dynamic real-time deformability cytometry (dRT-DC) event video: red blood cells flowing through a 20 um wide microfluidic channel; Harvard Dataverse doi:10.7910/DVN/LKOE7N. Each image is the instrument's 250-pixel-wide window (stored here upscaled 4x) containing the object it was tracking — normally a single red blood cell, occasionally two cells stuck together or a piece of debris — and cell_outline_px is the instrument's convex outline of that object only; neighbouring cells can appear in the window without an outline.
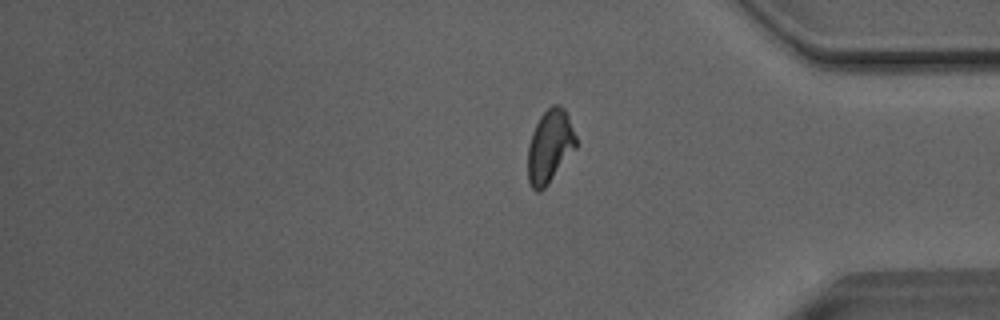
{"species": "Egyptian fruit bat (a non-hibernating species)", "species_latin": "Rousettus aegyptiacus", "temperature_condition": "room temperature", "stored_images_in_passage": 48, "segment_of_instrument_passage": [2, 2], "camera_frame_rate_fps": 3000, "um_per_image_px": 0.085, "animal": {"sex": "male"}, "frame": {"image": 1, "passage_image": 48, "time_ms": 15.667, "image_size_px": [1000, 320], "cell_outline_px": [[576, 148], [548, 184], [540, 192], [536, 192], [532, 188], [528, 180], [528, 144], [532, 132], [540, 116], [552, 104], [556, 104], [564, 108], [568, 116], [576, 136]], "centroid_in_image_um": [46.72, 12.45], "position_along_channel_um": 388.5, "area_um2": 20.46}}